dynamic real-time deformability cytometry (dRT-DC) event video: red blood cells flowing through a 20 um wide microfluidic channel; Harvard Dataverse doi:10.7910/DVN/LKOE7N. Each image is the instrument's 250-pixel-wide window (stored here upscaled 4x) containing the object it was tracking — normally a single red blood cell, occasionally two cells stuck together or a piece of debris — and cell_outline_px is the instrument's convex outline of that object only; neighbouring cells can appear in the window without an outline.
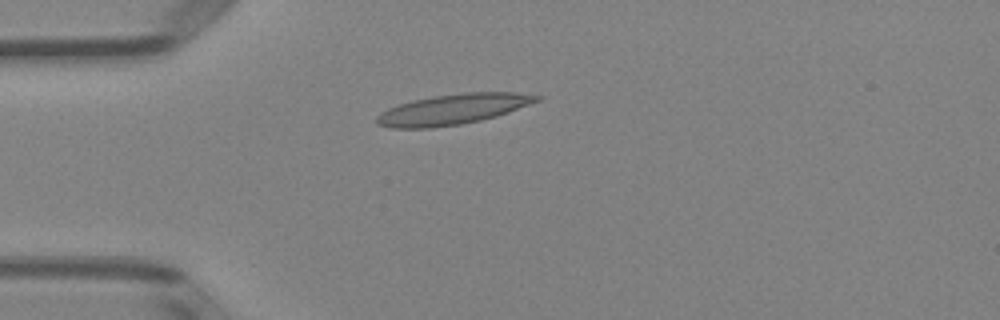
{"species": "Egyptian fruit bat (a non-hibernating species)", "species_latin": "Rousettus aegyptiacus", "temperature_condition": "room temperature", "stored_images_in_passage": 5, "camera_frame_rate_fps": 3000, "um_per_image_px": 0.085, "animal": {"sex": "female"}, "frame": {"image": 1, "passage_image": 4, "time_ms": 3.667, "image_size_px": [1000, 320], "cell_outline_px": [[544, 96], [540, 100], [508, 112], [496, 116], [480, 120], [460, 124], [432, 128], [392, 128], [376, 124], [376, 116], [380, 112], [388, 108], [412, 100], [432, 96], [464, 92], [512, 92]], "centroid_in_image_um": [38.47, 9.28], "position_along_channel_um": 46.5, "area_um2": 28.32}}